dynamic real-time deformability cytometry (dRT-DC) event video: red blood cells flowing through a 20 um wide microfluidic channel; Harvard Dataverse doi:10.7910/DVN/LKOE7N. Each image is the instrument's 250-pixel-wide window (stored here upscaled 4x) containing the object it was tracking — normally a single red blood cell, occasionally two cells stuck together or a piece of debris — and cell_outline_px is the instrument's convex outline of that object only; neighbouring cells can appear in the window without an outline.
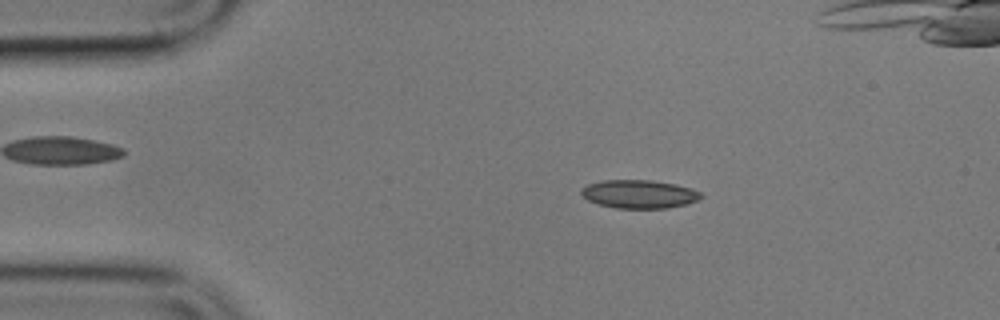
{"species": "common noctule bat (a hibernating species)", "species_latin": "Nyctalus noctula", "temperature_condition": "cold", "stored_images_in_passage": 8, "segment_of_instrument_passage": [1, 2], "camera_frame_rate_fps": 3000, "um_per_image_px": 0.085, "animal": {"sex": "male", "body_mass_g": 17.9}, "frame": {"image": 1, "passage_image": 3, "time_ms": 3.333, "image_size_px": [1000, 320], "cell_outline_px": [[704, 196], [696, 200], [684, 204], [668, 208], [616, 208], [600, 204], [588, 200], [580, 192], [580, 188], [588, 184], [600, 180], [652, 180], [676, 184], [692, 188], [700, 192]], "centroid_in_image_um": [54.32, 16.48], "position_along_channel_um": 30.7, "area_um2": 19.77}}
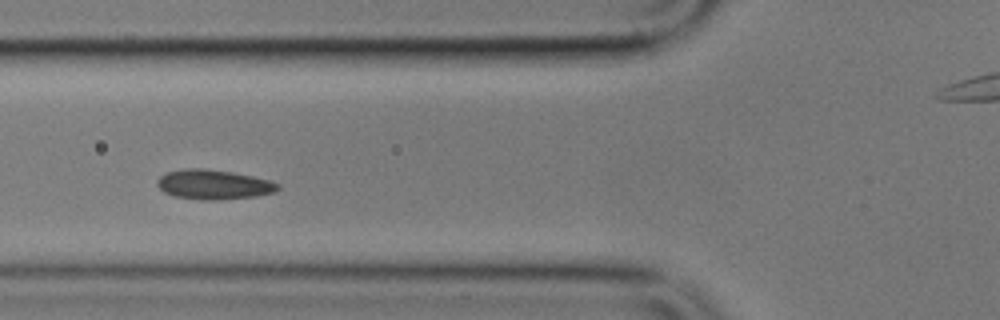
{"frame": {"image": 2, "passage_image": 6, "time_ms": 7.0, "image_size_px": [1000, 320], "cell_outline_px": [[280, 188], [276, 192], [256, 196], [212, 200], [200, 200], [176, 196], [164, 192], [156, 184], [156, 180], [160, 176], [168, 172], [184, 168], [204, 168], [232, 172], [272, 180], [280, 184]], "centroid_in_image_um": [18.18, 15.68], "position_along_channel_um": 107.6, "area_um2": 20.92}}
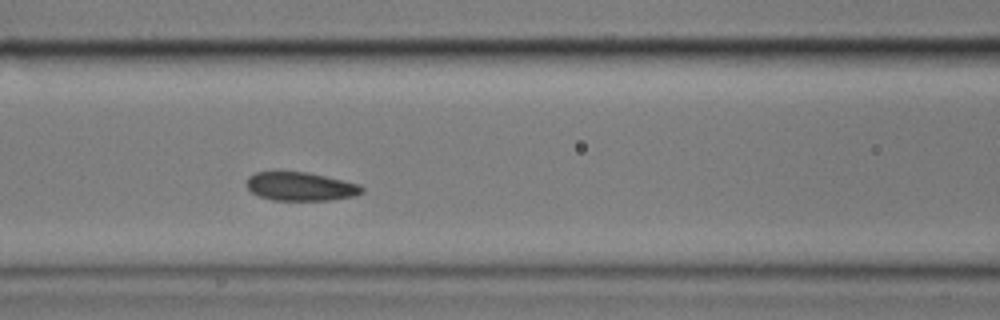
{"frame": {"image": 3, "passage_image": 7, "time_ms": 8.0, "image_size_px": [1000, 320], "cell_outline_px": [[364, 192], [356, 196], [328, 200], [272, 200], [260, 196], [252, 192], [248, 188], [248, 176], [256, 172], [304, 172], [324, 176], [360, 184], [364, 188]], "centroid_in_image_um": [25.59, 15.86], "position_along_channel_um": 141.0, "area_um2": 19.02}}